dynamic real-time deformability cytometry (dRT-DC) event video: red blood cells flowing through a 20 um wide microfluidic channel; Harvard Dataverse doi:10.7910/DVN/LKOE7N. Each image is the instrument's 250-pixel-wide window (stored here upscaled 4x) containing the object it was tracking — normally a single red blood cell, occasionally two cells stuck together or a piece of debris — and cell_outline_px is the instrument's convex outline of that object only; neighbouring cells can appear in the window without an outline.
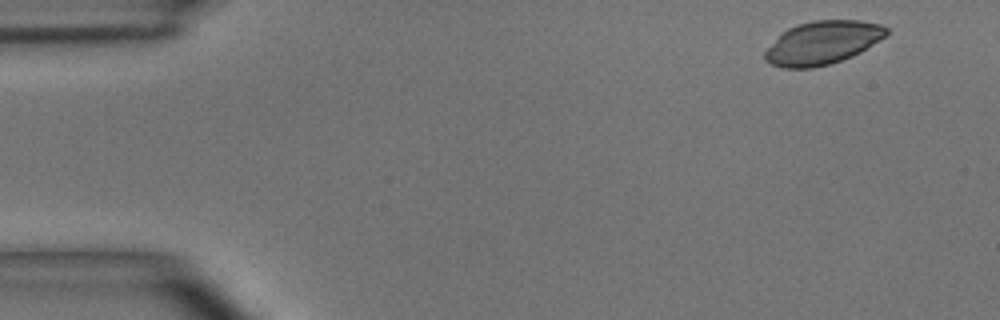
{"species": "common noctule bat (a hibernating species)", "species_latin": "Nyctalus noctula", "temperature_condition": "room temperature", "stored_images_in_passage": 4, "camera_frame_rate_fps": 3000, "um_per_image_px": 0.085, "animal": {"sex": "male", "body_mass_g": 15.6}, "frame": {"image": 1, "passage_image": 1, "time_ms": 0.0, "image_size_px": [1000, 320], "cell_outline_px": [[888, 36], [860, 52], [852, 56], [828, 64], [812, 68], [784, 68], [772, 64], [764, 60], [764, 52], [788, 28], [812, 20], [860, 20], [880, 24], [888, 28]], "centroid_in_image_um": [69.96, 3.63], "position_along_channel_um": 15.0, "area_um2": 30.4}}